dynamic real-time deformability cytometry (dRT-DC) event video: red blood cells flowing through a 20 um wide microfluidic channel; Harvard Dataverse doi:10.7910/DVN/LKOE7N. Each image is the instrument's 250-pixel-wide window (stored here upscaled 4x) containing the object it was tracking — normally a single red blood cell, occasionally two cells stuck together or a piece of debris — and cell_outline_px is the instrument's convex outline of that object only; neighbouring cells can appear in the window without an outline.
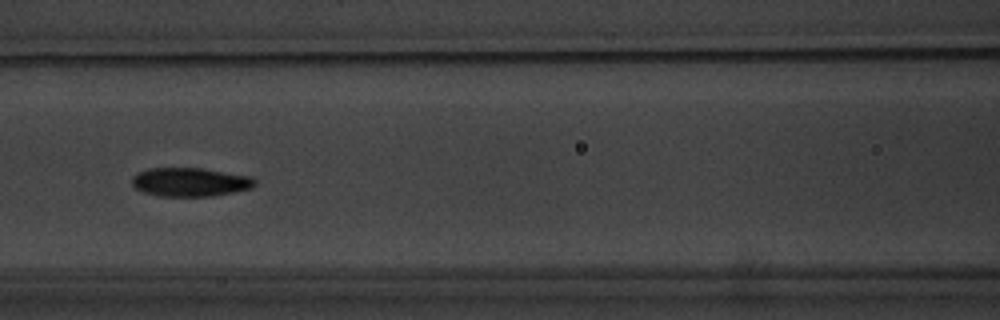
{"species": "common noctule bat (a hibernating species)", "species_latin": "Nyctalus noctula", "temperature_condition": "warm", "stored_images_in_passage": 8, "camera_frame_rate_fps": 3000, "um_per_image_px": 0.085, "animal": {"sex": "male", "body_mass_g": 20.1, "forearm_length_mm": 53.5}, "frame": {"image": 1, "passage_image": 8, "time_ms": 8.667, "image_size_px": [1000, 320], "cell_outline_px": [[256, 184], [252, 188], [212, 196], [160, 196], [144, 192], [136, 188], [132, 184], [132, 176], [136, 172], [148, 168], [200, 168], [252, 176], [256, 180]], "centroid_in_image_um": [16.16, 15.46], "position_along_channel_um": 150.4, "area_um2": 20.63}}